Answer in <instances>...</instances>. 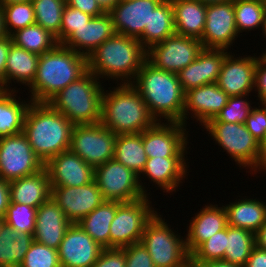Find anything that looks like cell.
Returning <instances> with one entry per match:
<instances>
[{
  "mask_svg": "<svg viewBox=\"0 0 266 267\" xmlns=\"http://www.w3.org/2000/svg\"><path fill=\"white\" fill-rule=\"evenodd\" d=\"M39 58V55L12 43L6 63L5 91H13V89H9L11 80H16V82L29 87L35 78Z\"/></svg>",
  "mask_w": 266,
  "mask_h": 267,
  "instance_id": "f546056e",
  "label": "cell"
},
{
  "mask_svg": "<svg viewBox=\"0 0 266 267\" xmlns=\"http://www.w3.org/2000/svg\"><path fill=\"white\" fill-rule=\"evenodd\" d=\"M255 242L257 247L266 250V222L255 233Z\"/></svg>",
  "mask_w": 266,
  "mask_h": 267,
  "instance_id": "11a10c76",
  "label": "cell"
},
{
  "mask_svg": "<svg viewBox=\"0 0 266 267\" xmlns=\"http://www.w3.org/2000/svg\"><path fill=\"white\" fill-rule=\"evenodd\" d=\"M74 124L49 103L31 102L25 115L23 133L33 152L45 164L70 149Z\"/></svg>",
  "mask_w": 266,
  "mask_h": 267,
  "instance_id": "3957f363",
  "label": "cell"
},
{
  "mask_svg": "<svg viewBox=\"0 0 266 267\" xmlns=\"http://www.w3.org/2000/svg\"><path fill=\"white\" fill-rule=\"evenodd\" d=\"M88 70L87 57L62 44L40 55L31 85V101L48 103Z\"/></svg>",
  "mask_w": 266,
  "mask_h": 267,
  "instance_id": "7a4b0ae2",
  "label": "cell"
},
{
  "mask_svg": "<svg viewBox=\"0 0 266 267\" xmlns=\"http://www.w3.org/2000/svg\"><path fill=\"white\" fill-rule=\"evenodd\" d=\"M264 52L262 53V55L266 58V50Z\"/></svg>",
  "mask_w": 266,
  "mask_h": 267,
  "instance_id": "003e7915",
  "label": "cell"
},
{
  "mask_svg": "<svg viewBox=\"0 0 266 267\" xmlns=\"http://www.w3.org/2000/svg\"><path fill=\"white\" fill-rule=\"evenodd\" d=\"M10 203L9 182L0 178V218H4Z\"/></svg>",
  "mask_w": 266,
  "mask_h": 267,
  "instance_id": "db71d44e",
  "label": "cell"
},
{
  "mask_svg": "<svg viewBox=\"0 0 266 267\" xmlns=\"http://www.w3.org/2000/svg\"><path fill=\"white\" fill-rule=\"evenodd\" d=\"M255 246L254 233L228 225L227 248L222 261L244 267Z\"/></svg>",
  "mask_w": 266,
  "mask_h": 267,
  "instance_id": "d590c367",
  "label": "cell"
},
{
  "mask_svg": "<svg viewBox=\"0 0 266 267\" xmlns=\"http://www.w3.org/2000/svg\"><path fill=\"white\" fill-rule=\"evenodd\" d=\"M2 9L4 28L8 36L35 24V12L31 1L6 5Z\"/></svg>",
  "mask_w": 266,
  "mask_h": 267,
  "instance_id": "ab89813d",
  "label": "cell"
},
{
  "mask_svg": "<svg viewBox=\"0 0 266 267\" xmlns=\"http://www.w3.org/2000/svg\"><path fill=\"white\" fill-rule=\"evenodd\" d=\"M227 248V227L203 242L192 254L194 263L223 260Z\"/></svg>",
  "mask_w": 266,
  "mask_h": 267,
  "instance_id": "b9f144b4",
  "label": "cell"
},
{
  "mask_svg": "<svg viewBox=\"0 0 266 267\" xmlns=\"http://www.w3.org/2000/svg\"><path fill=\"white\" fill-rule=\"evenodd\" d=\"M229 96L217 85V83L202 85L185 92V104L183 110V124H186L191 113V118H196L199 124L204 126L214 119L227 104ZM190 111V112H189ZM188 117H187V116Z\"/></svg>",
  "mask_w": 266,
  "mask_h": 267,
  "instance_id": "44dd1931",
  "label": "cell"
},
{
  "mask_svg": "<svg viewBox=\"0 0 266 267\" xmlns=\"http://www.w3.org/2000/svg\"><path fill=\"white\" fill-rule=\"evenodd\" d=\"M146 58L147 50L137 38L115 33L87 57V64L98 79L132 83Z\"/></svg>",
  "mask_w": 266,
  "mask_h": 267,
  "instance_id": "277c9868",
  "label": "cell"
},
{
  "mask_svg": "<svg viewBox=\"0 0 266 267\" xmlns=\"http://www.w3.org/2000/svg\"><path fill=\"white\" fill-rule=\"evenodd\" d=\"M10 202L38 208L51 197L49 175L45 167L20 179L9 182Z\"/></svg>",
  "mask_w": 266,
  "mask_h": 267,
  "instance_id": "4316f807",
  "label": "cell"
},
{
  "mask_svg": "<svg viewBox=\"0 0 266 267\" xmlns=\"http://www.w3.org/2000/svg\"><path fill=\"white\" fill-rule=\"evenodd\" d=\"M114 159L133 170L140 178L148 159L143 146L142 132L117 135Z\"/></svg>",
  "mask_w": 266,
  "mask_h": 267,
  "instance_id": "e575fe53",
  "label": "cell"
},
{
  "mask_svg": "<svg viewBox=\"0 0 266 267\" xmlns=\"http://www.w3.org/2000/svg\"><path fill=\"white\" fill-rule=\"evenodd\" d=\"M202 49L199 39L175 33L150 47L146 60L156 68L179 73L196 59Z\"/></svg>",
  "mask_w": 266,
  "mask_h": 267,
  "instance_id": "4fadbf2b",
  "label": "cell"
},
{
  "mask_svg": "<svg viewBox=\"0 0 266 267\" xmlns=\"http://www.w3.org/2000/svg\"><path fill=\"white\" fill-rule=\"evenodd\" d=\"M116 137V134L100 122L74 125L70 150L95 168L114 159Z\"/></svg>",
  "mask_w": 266,
  "mask_h": 267,
  "instance_id": "8fae6325",
  "label": "cell"
},
{
  "mask_svg": "<svg viewBox=\"0 0 266 267\" xmlns=\"http://www.w3.org/2000/svg\"><path fill=\"white\" fill-rule=\"evenodd\" d=\"M185 157H150L141 174L150 178L163 192H176V188L187 176ZM184 178V179H183Z\"/></svg>",
  "mask_w": 266,
  "mask_h": 267,
  "instance_id": "484cf974",
  "label": "cell"
},
{
  "mask_svg": "<svg viewBox=\"0 0 266 267\" xmlns=\"http://www.w3.org/2000/svg\"><path fill=\"white\" fill-rule=\"evenodd\" d=\"M66 5L76 8L92 17H98L105 12L98 5L96 0H65Z\"/></svg>",
  "mask_w": 266,
  "mask_h": 267,
  "instance_id": "f907efd6",
  "label": "cell"
},
{
  "mask_svg": "<svg viewBox=\"0 0 266 267\" xmlns=\"http://www.w3.org/2000/svg\"><path fill=\"white\" fill-rule=\"evenodd\" d=\"M181 267H199V266L190 259L185 265Z\"/></svg>",
  "mask_w": 266,
  "mask_h": 267,
  "instance_id": "be15d7a7",
  "label": "cell"
},
{
  "mask_svg": "<svg viewBox=\"0 0 266 267\" xmlns=\"http://www.w3.org/2000/svg\"><path fill=\"white\" fill-rule=\"evenodd\" d=\"M266 172V139L261 143V171Z\"/></svg>",
  "mask_w": 266,
  "mask_h": 267,
  "instance_id": "680465c9",
  "label": "cell"
},
{
  "mask_svg": "<svg viewBox=\"0 0 266 267\" xmlns=\"http://www.w3.org/2000/svg\"><path fill=\"white\" fill-rule=\"evenodd\" d=\"M99 80L91 71L87 70L48 103L74 125L99 123L101 121L102 96L105 90Z\"/></svg>",
  "mask_w": 266,
  "mask_h": 267,
  "instance_id": "8992f818",
  "label": "cell"
},
{
  "mask_svg": "<svg viewBox=\"0 0 266 267\" xmlns=\"http://www.w3.org/2000/svg\"><path fill=\"white\" fill-rule=\"evenodd\" d=\"M229 53L227 49L203 48L191 64L177 73L183 91L217 83L222 64Z\"/></svg>",
  "mask_w": 266,
  "mask_h": 267,
  "instance_id": "ffe728a7",
  "label": "cell"
},
{
  "mask_svg": "<svg viewBox=\"0 0 266 267\" xmlns=\"http://www.w3.org/2000/svg\"><path fill=\"white\" fill-rule=\"evenodd\" d=\"M0 91V138L23 132L25 115L31 100L19 102L16 90ZM28 102V103H26Z\"/></svg>",
  "mask_w": 266,
  "mask_h": 267,
  "instance_id": "d6a6232c",
  "label": "cell"
},
{
  "mask_svg": "<svg viewBox=\"0 0 266 267\" xmlns=\"http://www.w3.org/2000/svg\"><path fill=\"white\" fill-rule=\"evenodd\" d=\"M237 32L262 28L266 15V3L260 0H234Z\"/></svg>",
  "mask_w": 266,
  "mask_h": 267,
  "instance_id": "f35d334b",
  "label": "cell"
},
{
  "mask_svg": "<svg viewBox=\"0 0 266 267\" xmlns=\"http://www.w3.org/2000/svg\"><path fill=\"white\" fill-rule=\"evenodd\" d=\"M4 224H5L4 218H0V230L3 227Z\"/></svg>",
  "mask_w": 266,
  "mask_h": 267,
  "instance_id": "03108f58",
  "label": "cell"
},
{
  "mask_svg": "<svg viewBox=\"0 0 266 267\" xmlns=\"http://www.w3.org/2000/svg\"><path fill=\"white\" fill-rule=\"evenodd\" d=\"M51 197L71 223H78L104 201L95 180L80 187L51 186Z\"/></svg>",
  "mask_w": 266,
  "mask_h": 267,
  "instance_id": "2e32d148",
  "label": "cell"
},
{
  "mask_svg": "<svg viewBox=\"0 0 266 267\" xmlns=\"http://www.w3.org/2000/svg\"><path fill=\"white\" fill-rule=\"evenodd\" d=\"M44 167L50 186L80 187L94 181L95 168L70 149L49 159Z\"/></svg>",
  "mask_w": 266,
  "mask_h": 267,
  "instance_id": "ac0fdd59",
  "label": "cell"
},
{
  "mask_svg": "<svg viewBox=\"0 0 266 267\" xmlns=\"http://www.w3.org/2000/svg\"><path fill=\"white\" fill-rule=\"evenodd\" d=\"M263 31V35L266 37V15L264 17V22L262 24V28H261Z\"/></svg>",
  "mask_w": 266,
  "mask_h": 267,
  "instance_id": "e7e4bbea",
  "label": "cell"
},
{
  "mask_svg": "<svg viewBox=\"0 0 266 267\" xmlns=\"http://www.w3.org/2000/svg\"><path fill=\"white\" fill-rule=\"evenodd\" d=\"M150 196L133 202L117 201V211L110 225V248H119L140 243L146 224L157 213Z\"/></svg>",
  "mask_w": 266,
  "mask_h": 267,
  "instance_id": "9c48e42d",
  "label": "cell"
},
{
  "mask_svg": "<svg viewBox=\"0 0 266 267\" xmlns=\"http://www.w3.org/2000/svg\"><path fill=\"white\" fill-rule=\"evenodd\" d=\"M91 267H126L125 250L123 248L103 249Z\"/></svg>",
  "mask_w": 266,
  "mask_h": 267,
  "instance_id": "c3c4849f",
  "label": "cell"
},
{
  "mask_svg": "<svg viewBox=\"0 0 266 267\" xmlns=\"http://www.w3.org/2000/svg\"><path fill=\"white\" fill-rule=\"evenodd\" d=\"M115 33L111 15L104 13L92 17L86 24L75 29L61 44L88 57Z\"/></svg>",
  "mask_w": 266,
  "mask_h": 267,
  "instance_id": "cb8c5ba5",
  "label": "cell"
},
{
  "mask_svg": "<svg viewBox=\"0 0 266 267\" xmlns=\"http://www.w3.org/2000/svg\"><path fill=\"white\" fill-rule=\"evenodd\" d=\"M117 211V201L104 200L77 224L101 247L110 248V225Z\"/></svg>",
  "mask_w": 266,
  "mask_h": 267,
  "instance_id": "4dcf8cb0",
  "label": "cell"
},
{
  "mask_svg": "<svg viewBox=\"0 0 266 267\" xmlns=\"http://www.w3.org/2000/svg\"><path fill=\"white\" fill-rule=\"evenodd\" d=\"M44 168V163L33 152L26 135L0 138V178L11 182L32 175Z\"/></svg>",
  "mask_w": 266,
  "mask_h": 267,
  "instance_id": "7c38bea8",
  "label": "cell"
},
{
  "mask_svg": "<svg viewBox=\"0 0 266 267\" xmlns=\"http://www.w3.org/2000/svg\"><path fill=\"white\" fill-rule=\"evenodd\" d=\"M92 16L66 5L62 14L60 44L75 30L86 24Z\"/></svg>",
  "mask_w": 266,
  "mask_h": 267,
  "instance_id": "f6af8a7d",
  "label": "cell"
},
{
  "mask_svg": "<svg viewBox=\"0 0 266 267\" xmlns=\"http://www.w3.org/2000/svg\"><path fill=\"white\" fill-rule=\"evenodd\" d=\"M71 224L63 210L50 197L37 208L33 239L58 250Z\"/></svg>",
  "mask_w": 266,
  "mask_h": 267,
  "instance_id": "603a6c76",
  "label": "cell"
},
{
  "mask_svg": "<svg viewBox=\"0 0 266 267\" xmlns=\"http://www.w3.org/2000/svg\"><path fill=\"white\" fill-rule=\"evenodd\" d=\"M11 38L16 46L39 56L52 50L58 44L54 35L37 24L17 30Z\"/></svg>",
  "mask_w": 266,
  "mask_h": 267,
  "instance_id": "8d00e7d4",
  "label": "cell"
},
{
  "mask_svg": "<svg viewBox=\"0 0 266 267\" xmlns=\"http://www.w3.org/2000/svg\"><path fill=\"white\" fill-rule=\"evenodd\" d=\"M185 128L183 123L160 121L145 129L142 141L147 157H185L189 132Z\"/></svg>",
  "mask_w": 266,
  "mask_h": 267,
  "instance_id": "5bb4252c",
  "label": "cell"
},
{
  "mask_svg": "<svg viewBox=\"0 0 266 267\" xmlns=\"http://www.w3.org/2000/svg\"><path fill=\"white\" fill-rule=\"evenodd\" d=\"M238 35L234 0L207 5L205 27L200 39L203 48L228 50Z\"/></svg>",
  "mask_w": 266,
  "mask_h": 267,
  "instance_id": "9a60e30c",
  "label": "cell"
},
{
  "mask_svg": "<svg viewBox=\"0 0 266 267\" xmlns=\"http://www.w3.org/2000/svg\"><path fill=\"white\" fill-rule=\"evenodd\" d=\"M31 0H0V6H6V5H10V4H14V3H23V2H28Z\"/></svg>",
  "mask_w": 266,
  "mask_h": 267,
  "instance_id": "94428289",
  "label": "cell"
},
{
  "mask_svg": "<svg viewBox=\"0 0 266 267\" xmlns=\"http://www.w3.org/2000/svg\"><path fill=\"white\" fill-rule=\"evenodd\" d=\"M168 226L165 219L156 213L146 224L141 238L155 267H181L191 259L186 239Z\"/></svg>",
  "mask_w": 266,
  "mask_h": 267,
  "instance_id": "52a82bcc",
  "label": "cell"
},
{
  "mask_svg": "<svg viewBox=\"0 0 266 267\" xmlns=\"http://www.w3.org/2000/svg\"><path fill=\"white\" fill-rule=\"evenodd\" d=\"M107 91L102 96L100 123L114 134L141 133L156 123L131 83H122L109 93Z\"/></svg>",
  "mask_w": 266,
  "mask_h": 267,
  "instance_id": "5b68a950",
  "label": "cell"
},
{
  "mask_svg": "<svg viewBox=\"0 0 266 267\" xmlns=\"http://www.w3.org/2000/svg\"><path fill=\"white\" fill-rule=\"evenodd\" d=\"M35 12V24L42 26L56 37L60 44L62 14L65 0H31Z\"/></svg>",
  "mask_w": 266,
  "mask_h": 267,
  "instance_id": "74e56055",
  "label": "cell"
},
{
  "mask_svg": "<svg viewBox=\"0 0 266 267\" xmlns=\"http://www.w3.org/2000/svg\"><path fill=\"white\" fill-rule=\"evenodd\" d=\"M197 214V215H196ZM191 219L187 230L186 247L191 255L203 242L228 226L225 207L209 204Z\"/></svg>",
  "mask_w": 266,
  "mask_h": 267,
  "instance_id": "d4e9b609",
  "label": "cell"
},
{
  "mask_svg": "<svg viewBox=\"0 0 266 267\" xmlns=\"http://www.w3.org/2000/svg\"><path fill=\"white\" fill-rule=\"evenodd\" d=\"M235 201L224 206L228 225L249 230L255 234L266 222V203L251 198Z\"/></svg>",
  "mask_w": 266,
  "mask_h": 267,
  "instance_id": "f1b7e54d",
  "label": "cell"
},
{
  "mask_svg": "<svg viewBox=\"0 0 266 267\" xmlns=\"http://www.w3.org/2000/svg\"><path fill=\"white\" fill-rule=\"evenodd\" d=\"M175 33L171 0H162L151 14L149 27L137 39L148 50Z\"/></svg>",
  "mask_w": 266,
  "mask_h": 267,
  "instance_id": "836d02e7",
  "label": "cell"
},
{
  "mask_svg": "<svg viewBox=\"0 0 266 267\" xmlns=\"http://www.w3.org/2000/svg\"><path fill=\"white\" fill-rule=\"evenodd\" d=\"M131 84L156 122L164 117L166 122L183 123L185 92L177 73L156 68L146 60Z\"/></svg>",
  "mask_w": 266,
  "mask_h": 267,
  "instance_id": "6da1fadb",
  "label": "cell"
},
{
  "mask_svg": "<svg viewBox=\"0 0 266 267\" xmlns=\"http://www.w3.org/2000/svg\"><path fill=\"white\" fill-rule=\"evenodd\" d=\"M13 43L11 36L0 38V89L5 90V71L10 46Z\"/></svg>",
  "mask_w": 266,
  "mask_h": 267,
  "instance_id": "816d5d0a",
  "label": "cell"
},
{
  "mask_svg": "<svg viewBox=\"0 0 266 267\" xmlns=\"http://www.w3.org/2000/svg\"><path fill=\"white\" fill-rule=\"evenodd\" d=\"M7 34L4 28L3 9L0 6V38L5 37Z\"/></svg>",
  "mask_w": 266,
  "mask_h": 267,
  "instance_id": "91938a15",
  "label": "cell"
},
{
  "mask_svg": "<svg viewBox=\"0 0 266 267\" xmlns=\"http://www.w3.org/2000/svg\"><path fill=\"white\" fill-rule=\"evenodd\" d=\"M196 264L199 267H242V266H239V265H235V264L224 262L222 260L198 262Z\"/></svg>",
  "mask_w": 266,
  "mask_h": 267,
  "instance_id": "9f6ffc18",
  "label": "cell"
},
{
  "mask_svg": "<svg viewBox=\"0 0 266 267\" xmlns=\"http://www.w3.org/2000/svg\"><path fill=\"white\" fill-rule=\"evenodd\" d=\"M244 267H266V250L255 246Z\"/></svg>",
  "mask_w": 266,
  "mask_h": 267,
  "instance_id": "f5cc1de1",
  "label": "cell"
},
{
  "mask_svg": "<svg viewBox=\"0 0 266 267\" xmlns=\"http://www.w3.org/2000/svg\"><path fill=\"white\" fill-rule=\"evenodd\" d=\"M257 57L234 58L230 53L225 57L217 80V85L229 96L249 95L254 89Z\"/></svg>",
  "mask_w": 266,
  "mask_h": 267,
  "instance_id": "7402d4cb",
  "label": "cell"
},
{
  "mask_svg": "<svg viewBox=\"0 0 266 267\" xmlns=\"http://www.w3.org/2000/svg\"><path fill=\"white\" fill-rule=\"evenodd\" d=\"M206 131L230 154L234 161L243 167H249L252 174L261 169V144L242 123L207 122Z\"/></svg>",
  "mask_w": 266,
  "mask_h": 267,
  "instance_id": "ba28073f",
  "label": "cell"
},
{
  "mask_svg": "<svg viewBox=\"0 0 266 267\" xmlns=\"http://www.w3.org/2000/svg\"><path fill=\"white\" fill-rule=\"evenodd\" d=\"M101 9L108 13L120 0H96Z\"/></svg>",
  "mask_w": 266,
  "mask_h": 267,
  "instance_id": "6f0895ef",
  "label": "cell"
},
{
  "mask_svg": "<svg viewBox=\"0 0 266 267\" xmlns=\"http://www.w3.org/2000/svg\"><path fill=\"white\" fill-rule=\"evenodd\" d=\"M254 91L258 93L260 103H266V58L261 54L257 57L255 67Z\"/></svg>",
  "mask_w": 266,
  "mask_h": 267,
  "instance_id": "681fc988",
  "label": "cell"
},
{
  "mask_svg": "<svg viewBox=\"0 0 266 267\" xmlns=\"http://www.w3.org/2000/svg\"><path fill=\"white\" fill-rule=\"evenodd\" d=\"M126 256V267H155L149 252L140 243L124 247Z\"/></svg>",
  "mask_w": 266,
  "mask_h": 267,
  "instance_id": "7dc6e473",
  "label": "cell"
},
{
  "mask_svg": "<svg viewBox=\"0 0 266 267\" xmlns=\"http://www.w3.org/2000/svg\"><path fill=\"white\" fill-rule=\"evenodd\" d=\"M162 0L119 1L108 13L117 34L138 38L149 27L151 14Z\"/></svg>",
  "mask_w": 266,
  "mask_h": 267,
  "instance_id": "d6986e66",
  "label": "cell"
},
{
  "mask_svg": "<svg viewBox=\"0 0 266 267\" xmlns=\"http://www.w3.org/2000/svg\"><path fill=\"white\" fill-rule=\"evenodd\" d=\"M176 34L201 39L207 5L198 0H171Z\"/></svg>",
  "mask_w": 266,
  "mask_h": 267,
  "instance_id": "83f0119b",
  "label": "cell"
},
{
  "mask_svg": "<svg viewBox=\"0 0 266 267\" xmlns=\"http://www.w3.org/2000/svg\"><path fill=\"white\" fill-rule=\"evenodd\" d=\"M77 223L67 229L58 249L61 267H91L102 250Z\"/></svg>",
  "mask_w": 266,
  "mask_h": 267,
  "instance_id": "e0dca14e",
  "label": "cell"
},
{
  "mask_svg": "<svg viewBox=\"0 0 266 267\" xmlns=\"http://www.w3.org/2000/svg\"><path fill=\"white\" fill-rule=\"evenodd\" d=\"M249 95L231 96L228 98L225 107L217 114L214 119L208 122L242 123L245 124L250 115L252 107L247 99Z\"/></svg>",
  "mask_w": 266,
  "mask_h": 267,
  "instance_id": "7bdbcfd3",
  "label": "cell"
},
{
  "mask_svg": "<svg viewBox=\"0 0 266 267\" xmlns=\"http://www.w3.org/2000/svg\"><path fill=\"white\" fill-rule=\"evenodd\" d=\"M37 208L10 202L4 216L7 226L19 232L34 233Z\"/></svg>",
  "mask_w": 266,
  "mask_h": 267,
  "instance_id": "60d3db41",
  "label": "cell"
},
{
  "mask_svg": "<svg viewBox=\"0 0 266 267\" xmlns=\"http://www.w3.org/2000/svg\"><path fill=\"white\" fill-rule=\"evenodd\" d=\"M94 180L104 200L133 202L150 195L139 175L115 159L95 167Z\"/></svg>",
  "mask_w": 266,
  "mask_h": 267,
  "instance_id": "30bf717a",
  "label": "cell"
},
{
  "mask_svg": "<svg viewBox=\"0 0 266 267\" xmlns=\"http://www.w3.org/2000/svg\"><path fill=\"white\" fill-rule=\"evenodd\" d=\"M198 1L204 3L205 5H209V4L225 3L232 0H198Z\"/></svg>",
  "mask_w": 266,
  "mask_h": 267,
  "instance_id": "6125c7cd",
  "label": "cell"
},
{
  "mask_svg": "<svg viewBox=\"0 0 266 267\" xmlns=\"http://www.w3.org/2000/svg\"><path fill=\"white\" fill-rule=\"evenodd\" d=\"M261 105L262 108L260 106L252 108L245 122L247 130L260 144L266 139V103H261Z\"/></svg>",
  "mask_w": 266,
  "mask_h": 267,
  "instance_id": "bcb514c9",
  "label": "cell"
},
{
  "mask_svg": "<svg viewBox=\"0 0 266 267\" xmlns=\"http://www.w3.org/2000/svg\"><path fill=\"white\" fill-rule=\"evenodd\" d=\"M33 241V234L4 224L0 230V267H19Z\"/></svg>",
  "mask_w": 266,
  "mask_h": 267,
  "instance_id": "1f68e13d",
  "label": "cell"
},
{
  "mask_svg": "<svg viewBox=\"0 0 266 267\" xmlns=\"http://www.w3.org/2000/svg\"><path fill=\"white\" fill-rule=\"evenodd\" d=\"M19 267H61L58 250L33 241Z\"/></svg>",
  "mask_w": 266,
  "mask_h": 267,
  "instance_id": "ee69618b",
  "label": "cell"
}]
</instances>
